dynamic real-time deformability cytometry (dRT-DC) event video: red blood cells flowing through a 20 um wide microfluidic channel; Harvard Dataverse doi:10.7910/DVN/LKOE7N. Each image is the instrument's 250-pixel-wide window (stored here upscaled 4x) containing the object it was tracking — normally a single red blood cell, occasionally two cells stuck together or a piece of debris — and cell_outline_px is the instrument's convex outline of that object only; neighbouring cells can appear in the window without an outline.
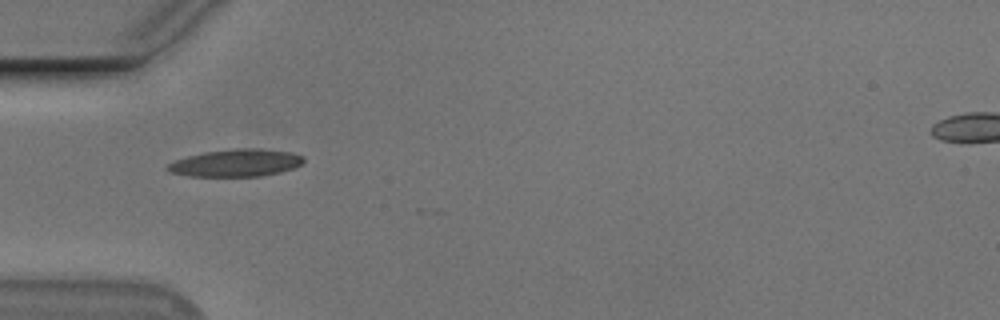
{"species": "Egyptian fruit bat (a non-hibernating species)", "species_latin": "Rousettus aegyptiacus", "temperature_condition": "cold", "stored_images_in_passage": 32, "camera_frame_rate_fps": 3000, "um_per_image_px": 0.085, "animal": {"sex": "male"}, "frame": {"image": 1, "passage_image": 1, "time_ms": 0.0, "image_size_px": [1000, 320], "cell_outline_px": [[304, 164], [280, 172], [260, 176], [188, 176], [172, 172], [164, 168], [168, 164], [176, 160], [188, 156], [204, 152], [236, 148], [260, 148], [292, 152], [304, 156]], "centroid_in_image_um": [20.1, 13.84], "position_along_channel_um": 64.9, "area_um2": 21.73}}
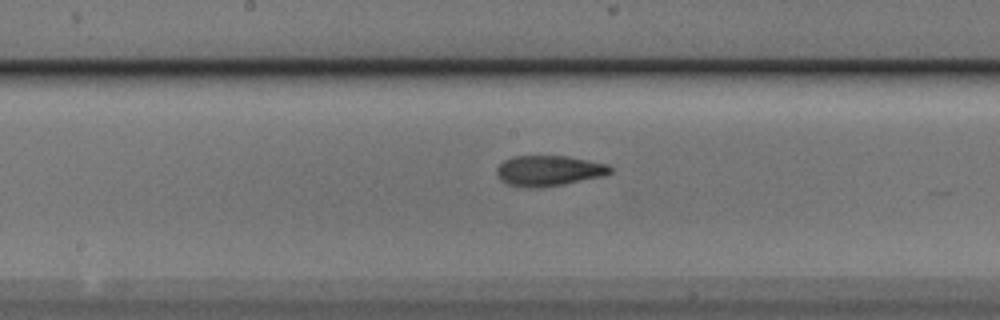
{"frame": {"image": 2, "passage_image": 12, "time_ms": 3.667, "image_size_px": [1000, 320], "cell_outline_px": [[612, 172], [600, 176], [564, 184], [540, 188], [528, 188], [508, 184], [500, 180], [496, 176], [496, 168], [504, 160], [512, 156], [564, 156], [588, 160], [608, 164], [612, 168]], "centroid_in_image_um": [46.6, 14.51], "position_along_channel_um": 201.6, "area_um2": 20.17}}
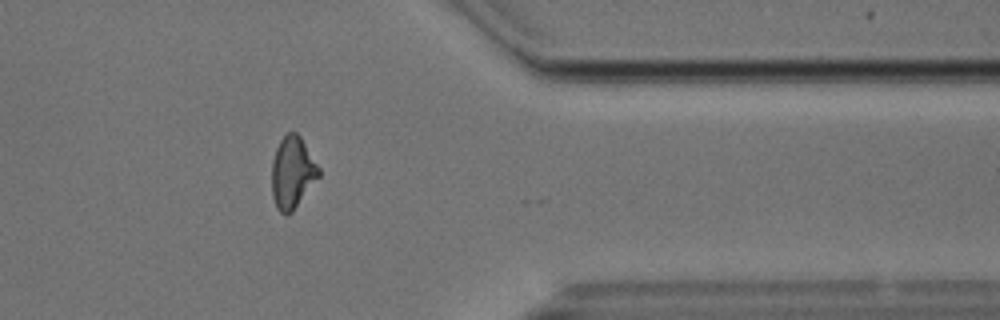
{"frame": {"image": 3, "passage_image": 28, "time_ms": 9.0, "image_size_px": [1000, 320], "cell_outline_px": [[320, 176], [292, 212], [288, 216], [284, 216], [276, 208], [272, 196], [272, 160], [276, 148], [280, 140], [288, 132], [296, 132], [300, 136], [320, 168]], "centroid_in_image_um": [24.85, 14.69], "position_along_channel_um": 386.6, "area_um2": 19.83}, "authors_computed_cell_mechanics": {"area_um2": 19.8254, "velocity_mm_per_s": 3.7456, "shape_relaxation_time_tau1_ms": null, "shape_relaxation_time_tau2_ms": 2.8987, "deformation_change_tau1": null, "deformation_change_tau2": 0.1074}}